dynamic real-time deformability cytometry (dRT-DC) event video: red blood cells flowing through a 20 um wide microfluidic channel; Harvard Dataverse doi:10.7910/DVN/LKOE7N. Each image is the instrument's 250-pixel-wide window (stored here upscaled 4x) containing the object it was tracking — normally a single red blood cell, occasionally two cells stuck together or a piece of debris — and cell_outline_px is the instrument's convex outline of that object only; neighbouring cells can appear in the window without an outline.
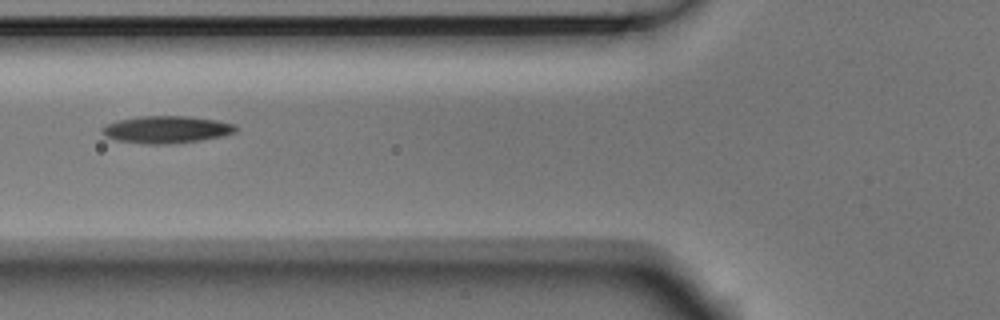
{"species": "Egyptian fruit bat (a non-hibernating species)", "species_latin": "Rousettus aegyptiacus", "temperature_condition": "room temperature", "stored_images_in_passage": 7, "camera_frame_rate_fps": 3000, "um_per_image_px": 0.085, "animal": {"sex": "male"}, "frame": {"image": 1, "passage_image": 7, "time_ms": 2.0, "image_size_px": [1000, 320], "cell_outline_px": [[236, 132], [220, 136], [200, 140], [168, 144], [144, 144], [116, 140], [104, 136], [100, 132], [100, 128], [104, 124], [120, 120], [140, 116], [188, 116], [216, 120], [232, 124], [236, 128]], "centroid_in_image_um": [14.06, 11.01], "position_along_channel_um": 111.7, "area_um2": 21.15}}